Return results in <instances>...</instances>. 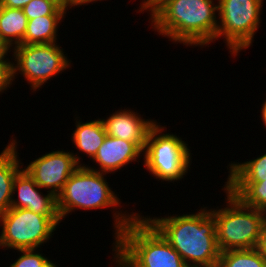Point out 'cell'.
<instances>
[{"label": "cell", "instance_id": "cell-2", "mask_svg": "<svg viewBox=\"0 0 266 267\" xmlns=\"http://www.w3.org/2000/svg\"><path fill=\"white\" fill-rule=\"evenodd\" d=\"M215 1L218 0H174L151 20L149 26L172 43L206 47L216 41L218 2Z\"/></svg>", "mask_w": 266, "mask_h": 267}, {"label": "cell", "instance_id": "cell-24", "mask_svg": "<svg viewBox=\"0 0 266 267\" xmlns=\"http://www.w3.org/2000/svg\"><path fill=\"white\" fill-rule=\"evenodd\" d=\"M97 1H102V0H61V5L65 7L67 10H70L72 9V7L73 9L75 8V6L76 7L78 6L79 8L82 5L83 6L88 5L92 2L96 3Z\"/></svg>", "mask_w": 266, "mask_h": 267}, {"label": "cell", "instance_id": "cell-15", "mask_svg": "<svg viewBox=\"0 0 266 267\" xmlns=\"http://www.w3.org/2000/svg\"><path fill=\"white\" fill-rule=\"evenodd\" d=\"M16 141V139H10L0 153V216L10 208L13 182L16 174L24 166L17 151L19 142Z\"/></svg>", "mask_w": 266, "mask_h": 267}, {"label": "cell", "instance_id": "cell-20", "mask_svg": "<svg viewBox=\"0 0 266 267\" xmlns=\"http://www.w3.org/2000/svg\"><path fill=\"white\" fill-rule=\"evenodd\" d=\"M217 267H266V260L256 248L227 250L220 253Z\"/></svg>", "mask_w": 266, "mask_h": 267}, {"label": "cell", "instance_id": "cell-25", "mask_svg": "<svg viewBox=\"0 0 266 267\" xmlns=\"http://www.w3.org/2000/svg\"><path fill=\"white\" fill-rule=\"evenodd\" d=\"M31 0H0V6L7 8L23 9Z\"/></svg>", "mask_w": 266, "mask_h": 267}, {"label": "cell", "instance_id": "cell-10", "mask_svg": "<svg viewBox=\"0 0 266 267\" xmlns=\"http://www.w3.org/2000/svg\"><path fill=\"white\" fill-rule=\"evenodd\" d=\"M79 167L72 152L58 149L40 155L23 168L41 189H47L57 197Z\"/></svg>", "mask_w": 266, "mask_h": 267}, {"label": "cell", "instance_id": "cell-27", "mask_svg": "<svg viewBox=\"0 0 266 267\" xmlns=\"http://www.w3.org/2000/svg\"><path fill=\"white\" fill-rule=\"evenodd\" d=\"M10 71H0V95L9 87Z\"/></svg>", "mask_w": 266, "mask_h": 267}, {"label": "cell", "instance_id": "cell-3", "mask_svg": "<svg viewBox=\"0 0 266 267\" xmlns=\"http://www.w3.org/2000/svg\"><path fill=\"white\" fill-rule=\"evenodd\" d=\"M106 175L86 166H80L69 177L61 193L57 196V206L62 220L78 209L88 211L111 207V210L114 209L112 212L113 229H115L113 236L116 238L139 213L120 210L122 208L120 207L122 206L121 199L109 187Z\"/></svg>", "mask_w": 266, "mask_h": 267}, {"label": "cell", "instance_id": "cell-26", "mask_svg": "<svg viewBox=\"0 0 266 267\" xmlns=\"http://www.w3.org/2000/svg\"><path fill=\"white\" fill-rule=\"evenodd\" d=\"M256 249L266 260V222L264 223Z\"/></svg>", "mask_w": 266, "mask_h": 267}, {"label": "cell", "instance_id": "cell-5", "mask_svg": "<svg viewBox=\"0 0 266 267\" xmlns=\"http://www.w3.org/2000/svg\"><path fill=\"white\" fill-rule=\"evenodd\" d=\"M222 187L227 197L225 207L210 208L216 222L220 251L256 248L266 222V212L244 205L228 189Z\"/></svg>", "mask_w": 266, "mask_h": 267}, {"label": "cell", "instance_id": "cell-11", "mask_svg": "<svg viewBox=\"0 0 266 267\" xmlns=\"http://www.w3.org/2000/svg\"><path fill=\"white\" fill-rule=\"evenodd\" d=\"M34 179L22 168L13 182L10 208H25L50 217L58 226L62 219L58 212L57 197L51 192L43 194ZM15 193L17 197L15 198Z\"/></svg>", "mask_w": 266, "mask_h": 267}, {"label": "cell", "instance_id": "cell-17", "mask_svg": "<svg viewBox=\"0 0 266 267\" xmlns=\"http://www.w3.org/2000/svg\"><path fill=\"white\" fill-rule=\"evenodd\" d=\"M65 16L45 15L28 20L22 44L57 43L58 28L62 20H65Z\"/></svg>", "mask_w": 266, "mask_h": 267}, {"label": "cell", "instance_id": "cell-8", "mask_svg": "<svg viewBox=\"0 0 266 267\" xmlns=\"http://www.w3.org/2000/svg\"><path fill=\"white\" fill-rule=\"evenodd\" d=\"M264 0H218V30L231 56L253 46L254 35L260 27Z\"/></svg>", "mask_w": 266, "mask_h": 267}, {"label": "cell", "instance_id": "cell-23", "mask_svg": "<svg viewBox=\"0 0 266 267\" xmlns=\"http://www.w3.org/2000/svg\"><path fill=\"white\" fill-rule=\"evenodd\" d=\"M174 0H147L144 4L139 6L138 13H144V11H148L150 14L149 23L150 21L169 3Z\"/></svg>", "mask_w": 266, "mask_h": 267}, {"label": "cell", "instance_id": "cell-1", "mask_svg": "<svg viewBox=\"0 0 266 267\" xmlns=\"http://www.w3.org/2000/svg\"><path fill=\"white\" fill-rule=\"evenodd\" d=\"M142 216L179 253L187 267H217L221 251L216 222L208 207L203 205L191 214Z\"/></svg>", "mask_w": 266, "mask_h": 267}, {"label": "cell", "instance_id": "cell-18", "mask_svg": "<svg viewBox=\"0 0 266 267\" xmlns=\"http://www.w3.org/2000/svg\"><path fill=\"white\" fill-rule=\"evenodd\" d=\"M223 186L244 205L266 212V178L260 182H225Z\"/></svg>", "mask_w": 266, "mask_h": 267}, {"label": "cell", "instance_id": "cell-12", "mask_svg": "<svg viewBox=\"0 0 266 267\" xmlns=\"http://www.w3.org/2000/svg\"><path fill=\"white\" fill-rule=\"evenodd\" d=\"M141 116L137 111L124 108L101 120L107 135L135 143L144 152L148 132L157 120Z\"/></svg>", "mask_w": 266, "mask_h": 267}, {"label": "cell", "instance_id": "cell-22", "mask_svg": "<svg viewBox=\"0 0 266 267\" xmlns=\"http://www.w3.org/2000/svg\"><path fill=\"white\" fill-rule=\"evenodd\" d=\"M20 253L19 257L9 267H46L51 260L45 254L40 253L39 249L16 250Z\"/></svg>", "mask_w": 266, "mask_h": 267}, {"label": "cell", "instance_id": "cell-14", "mask_svg": "<svg viewBox=\"0 0 266 267\" xmlns=\"http://www.w3.org/2000/svg\"><path fill=\"white\" fill-rule=\"evenodd\" d=\"M75 117L76 118L74 120H76V128L71 134V141L74 144V147L79 151L74 153V151L71 150V152L76 162L80 166H85V164L81 163L80 161L83 160L81 157L82 154L84 156L87 155L90 160L93 159L97 154L98 149L103 144L107 134L103 125V121L100 118L97 120L94 119L92 121L90 120L83 122L81 121L80 117L76 115ZM79 153H81V156Z\"/></svg>", "mask_w": 266, "mask_h": 267}, {"label": "cell", "instance_id": "cell-31", "mask_svg": "<svg viewBox=\"0 0 266 267\" xmlns=\"http://www.w3.org/2000/svg\"><path fill=\"white\" fill-rule=\"evenodd\" d=\"M46 267H58V265H56V263H53L51 261Z\"/></svg>", "mask_w": 266, "mask_h": 267}, {"label": "cell", "instance_id": "cell-13", "mask_svg": "<svg viewBox=\"0 0 266 267\" xmlns=\"http://www.w3.org/2000/svg\"><path fill=\"white\" fill-rule=\"evenodd\" d=\"M142 155L143 151L135 143L107 135L92 159L99 167L85 166L93 171L113 174L132 162L139 163Z\"/></svg>", "mask_w": 266, "mask_h": 267}, {"label": "cell", "instance_id": "cell-30", "mask_svg": "<svg viewBox=\"0 0 266 267\" xmlns=\"http://www.w3.org/2000/svg\"><path fill=\"white\" fill-rule=\"evenodd\" d=\"M0 52H11L1 40H0Z\"/></svg>", "mask_w": 266, "mask_h": 267}, {"label": "cell", "instance_id": "cell-7", "mask_svg": "<svg viewBox=\"0 0 266 267\" xmlns=\"http://www.w3.org/2000/svg\"><path fill=\"white\" fill-rule=\"evenodd\" d=\"M58 44H20L12 48L9 87L21 74L30 85V90L39 91L53 76L71 68L72 61Z\"/></svg>", "mask_w": 266, "mask_h": 267}, {"label": "cell", "instance_id": "cell-16", "mask_svg": "<svg viewBox=\"0 0 266 267\" xmlns=\"http://www.w3.org/2000/svg\"><path fill=\"white\" fill-rule=\"evenodd\" d=\"M27 22V16L22 9L0 6V40L9 50L22 44Z\"/></svg>", "mask_w": 266, "mask_h": 267}, {"label": "cell", "instance_id": "cell-6", "mask_svg": "<svg viewBox=\"0 0 266 267\" xmlns=\"http://www.w3.org/2000/svg\"><path fill=\"white\" fill-rule=\"evenodd\" d=\"M164 128L167 132L159 122L150 128L143 152V166L158 181L174 183L188 173L192 153L182 137L165 133Z\"/></svg>", "mask_w": 266, "mask_h": 267}, {"label": "cell", "instance_id": "cell-9", "mask_svg": "<svg viewBox=\"0 0 266 267\" xmlns=\"http://www.w3.org/2000/svg\"><path fill=\"white\" fill-rule=\"evenodd\" d=\"M0 248L38 249L49 242L58 225L48 216L25 208H9L0 216Z\"/></svg>", "mask_w": 266, "mask_h": 267}, {"label": "cell", "instance_id": "cell-32", "mask_svg": "<svg viewBox=\"0 0 266 267\" xmlns=\"http://www.w3.org/2000/svg\"><path fill=\"white\" fill-rule=\"evenodd\" d=\"M146 1H147V0H142L141 3H140V6H141L142 4H144Z\"/></svg>", "mask_w": 266, "mask_h": 267}, {"label": "cell", "instance_id": "cell-19", "mask_svg": "<svg viewBox=\"0 0 266 267\" xmlns=\"http://www.w3.org/2000/svg\"><path fill=\"white\" fill-rule=\"evenodd\" d=\"M229 167V169H228ZM226 182H260L266 178V153L245 162H233L227 166Z\"/></svg>", "mask_w": 266, "mask_h": 267}, {"label": "cell", "instance_id": "cell-28", "mask_svg": "<svg viewBox=\"0 0 266 267\" xmlns=\"http://www.w3.org/2000/svg\"><path fill=\"white\" fill-rule=\"evenodd\" d=\"M8 53L10 52H0V71H10V59L7 56L11 55Z\"/></svg>", "mask_w": 266, "mask_h": 267}, {"label": "cell", "instance_id": "cell-4", "mask_svg": "<svg viewBox=\"0 0 266 267\" xmlns=\"http://www.w3.org/2000/svg\"><path fill=\"white\" fill-rule=\"evenodd\" d=\"M112 246L111 258L116 267H187L179 253L140 213L114 238Z\"/></svg>", "mask_w": 266, "mask_h": 267}, {"label": "cell", "instance_id": "cell-21", "mask_svg": "<svg viewBox=\"0 0 266 267\" xmlns=\"http://www.w3.org/2000/svg\"><path fill=\"white\" fill-rule=\"evenodd\" d=\"M22 10L28 20L45 15H66L68 11L57 0H31Z\"/></svg>", "mask_w": 266, "mask_h": 267}, {"label": "cell", "instance_id": "cell-29", "mask_svg": "<svg viewBox=\"0 0 266 267\" xmlns=\"http://www.w3.org/2000/svg\"><path fill=\"white\" fill-rule=\"evenodd\" d=\"M261 120H262V124L266 127V99L263 102V104L261 105ZM266 130V129H265Z\"/></svg>", "mask_w": 266, "mask_h": 267}]
</instances>
